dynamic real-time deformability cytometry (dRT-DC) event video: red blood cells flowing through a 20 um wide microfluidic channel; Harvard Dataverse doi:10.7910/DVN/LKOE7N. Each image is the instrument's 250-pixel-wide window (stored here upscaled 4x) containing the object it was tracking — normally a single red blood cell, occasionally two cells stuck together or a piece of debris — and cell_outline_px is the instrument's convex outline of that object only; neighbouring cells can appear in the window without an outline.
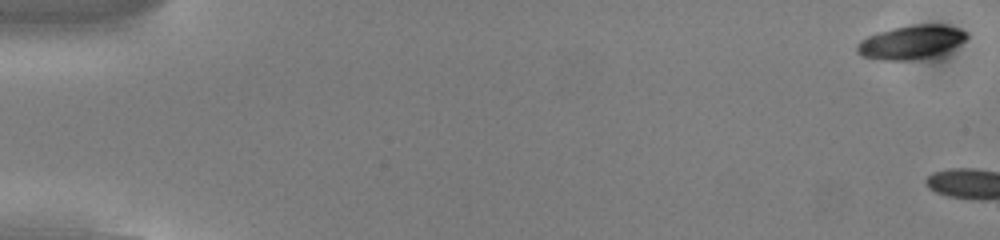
{"species": "common noctule bat (a hibernating species)", "species_latin": "Nyctalus noctula", "temperature_condition": "cold", "stored_images_in_passage": 4, "camera_frame_rate_fps": 3000, "um_per_image_px": 0.085, "animal": {"sex": "male", "body_mass_g": 13.0, "forearm_length_mm": 53.1}, "frame": {"image": 1, "passage_image": 1, "time_ms": 0.0, "image_size_px": [1000, 240], "cell_outline_px": [[968, 36], [964, 40], [932, 56], [912, 60], [880, 60], [864, 56], [856, 52], [856, 44], [860, 40], [876, 32], [892, 28], [912, 24], [944, 24], [960, 28], [968, 32]], "centroid_in_image_um": [77.39, 3.55], "position_along_channel_um": 7.6, "area_um2": 21.39}}